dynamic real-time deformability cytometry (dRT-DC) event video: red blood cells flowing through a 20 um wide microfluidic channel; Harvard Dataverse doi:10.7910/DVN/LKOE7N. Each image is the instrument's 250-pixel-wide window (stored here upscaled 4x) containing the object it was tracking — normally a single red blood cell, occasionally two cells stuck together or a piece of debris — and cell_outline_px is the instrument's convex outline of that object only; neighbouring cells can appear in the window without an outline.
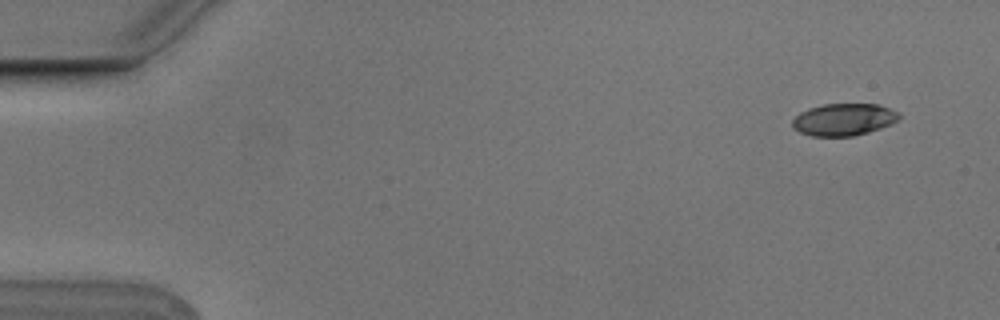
{"species": "Egyptian fruit bat (a non-hibernating species)", "species_latin": "Rousettus aegyptiacus", "temperature_condition": "cold", "stored_images_in_passage": 7, "camera_frame_rate_fps": 3000, "um_per_image_px": 0.085, "animal": {"sex": "male"}, "frame": {"image": 1, "passage_image": 1, "time_ms": 0.0, "image_size_px": [1000, 320], "cell_outline_px": [[900, 120], [892, 124], [868, 132], [852, 136], [812, 136], [800, 132], [792, 128], [792, 120], [800, 112], [808, 108], [824, 104], [876, 104], [900, 112]], "centroid_in_image_um": [71.72, 10.16], "position_along_channel_um": 13.3, "area_um2": 20.06}}
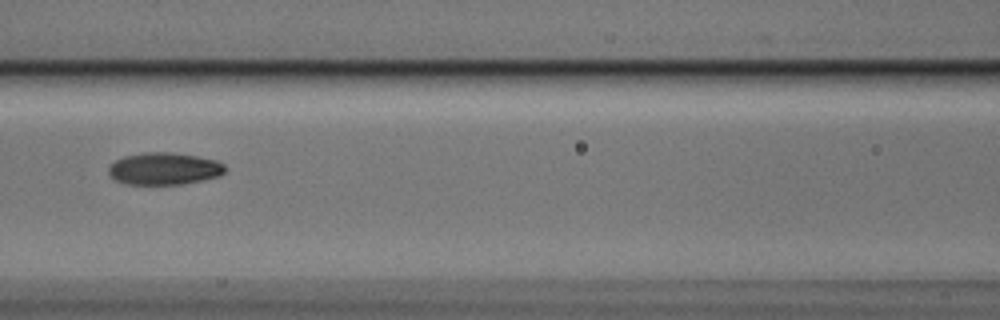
{"frame": {"image": 2, "passage_image": 7, "time_ms": 2.0, "image_size_px": [1000, 320], "cell_outline_px": [[228, 168], [220, 176], [184, 184], [128, 184], [116, 180], [108, 172], [108, 168], [116, 160], [124, 156], [144, 152], [172, 152], [196, 156], [216, 160], [224, 164]], "centroid_in_image_um": [13.99, 14.33], "position_along_channel_um": 152.6, "area_um2": 21.85}}